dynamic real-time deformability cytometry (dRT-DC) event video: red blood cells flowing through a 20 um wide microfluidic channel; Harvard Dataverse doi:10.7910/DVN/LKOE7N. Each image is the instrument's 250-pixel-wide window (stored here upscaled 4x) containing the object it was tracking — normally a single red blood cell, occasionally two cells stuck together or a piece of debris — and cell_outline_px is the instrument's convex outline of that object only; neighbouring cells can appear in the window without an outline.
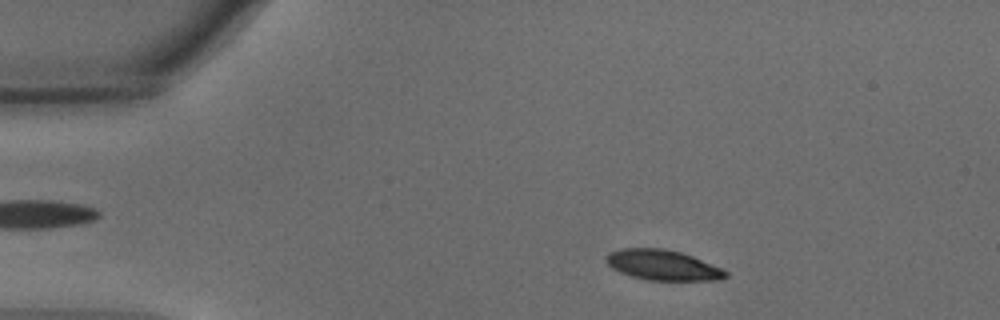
{"species": "common noctule bat (a hibernating species)", "species_latin": "Nyctalus noctula", "temperature_condition": "warm", "stored_images_in_passage": 43, "camera_frame_rate_fps": 3000, "um_per_image_px": 0.085, "animal": {"sex": "male", "body_mass_g": 15.6}, "frame": {"image": 1, "passage_image": 7, "time_ms": 2.0, "image_size_px": [1000, 320], "cell_outline_px": [[728, 276], [720, 280], [648, 280], [632, 276], [620, 272], [612, 268], [604, 260], [604, 256], [608, 252], [620, 248], [664, 248], [680, 252], [692, 256], [720, 268], [728, 272]], "centroid_in_image_um": [56.28, 22.52], "position_along_channel_um": 28.7, "area_um2": 21.1}}
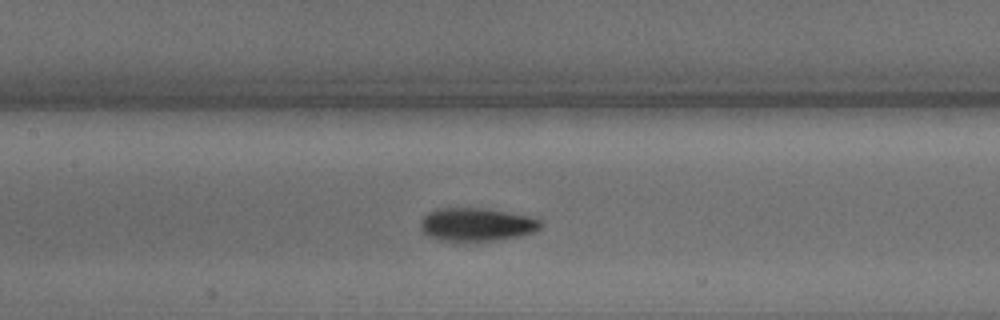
{"frame": {"image": 2, "passage_image": 23, "time_ms": 7.333, "image_size_px": [1000, 320], "cell_outline_px": [[544, 224], [540, 228], [532, 232], [516, 236], [492, 240], [440, 240], [428, 236], [420, 228], [420, 220], [428, 212], [436, 208], [492, 208], [528, 216], [540, 220]], "centroid_in_image_um": [40.49, 19.05], "position_along_channel_um": 166.9, "area_um2": 23.12}}
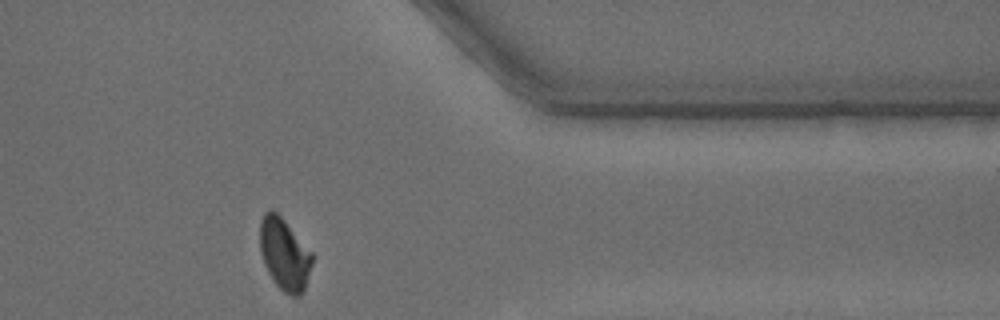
{"frame": {"image": 3, "passage_image": 42, "time_ms": 13.667, "image_size_px": [1000, 320], "cell_outline_px": [[312, 264], [304, 292], [300, 296], [292, 296], [284, 292], [276, 284], [268, 272], [264, 264], [260, 252], [260, 220], [264, 212], [276, 212], [284, 220], [312, 252]], "centroid_in_image_um": [24.18, 21.64], "position_along_channel_um": 387.2, "area_um2": 21.73}, "authors_computed_cell_mechanics": {"area_um2": 22.3108, "velocity_mm_per_s": 3.7157, "shape_relaxation_time_tau1_ms": 3.0156, "shape_relaxation_time_tau2_ms": 1.743, "deformation_change_tau1": 0.1319, "deformation_change_tau2": 0.0572}}